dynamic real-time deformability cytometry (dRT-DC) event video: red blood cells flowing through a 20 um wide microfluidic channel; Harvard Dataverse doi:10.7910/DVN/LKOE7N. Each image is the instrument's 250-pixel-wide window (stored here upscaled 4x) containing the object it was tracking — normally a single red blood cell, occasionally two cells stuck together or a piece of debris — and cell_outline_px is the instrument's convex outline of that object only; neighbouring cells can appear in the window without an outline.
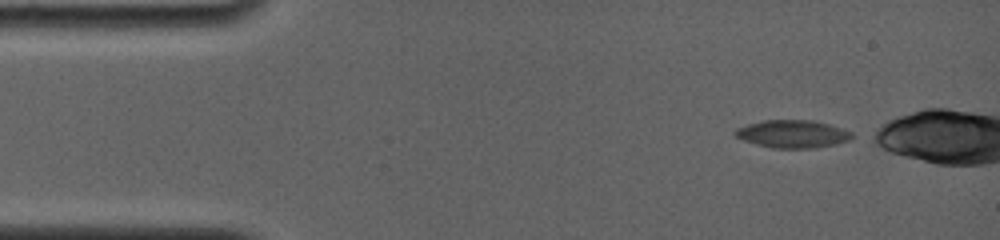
{"species": "common noctule bat (a hibernating species)", "species_latin": "Nyctalus noctula", "temperature_condition": "room temperature", "stored_images_in_passage": 42, "camera_frame_rate_fps": 4000, "um_per_image_px": 0.085, "animal": {"sex": "female", "body_mass_g": 19.0, "forearm_length_mm": 56.7}, "frame": {"image": 1, "passage_image": 1, "time_ms": 0.0, "image_size_px": [1000, 240], "cell_outline_px": [[852, 136], [848, 140], [836, 144], [816, 148], [772, 148], [744, 140], [736, 136], [732, 132], [736, 128], [748, 124], [764, 120], [812, 120], [844, 128], [852, 132]], "centroid_in_image_um": [67.38, 11.38], "position_along_channel_um": 17.6, "area_um2": 18.84}}
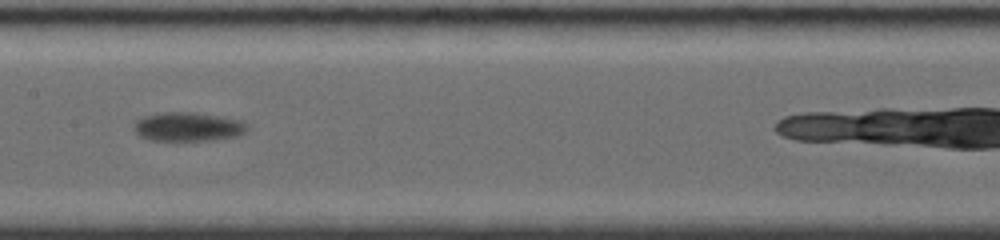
{"frame": {"image": 2, "passage_image": 20, "time_ms": 7.0, "image_size_px": [1000, 240], "cell_outline_px": [[248, 128], [244, 132], [236, 136], [212, 140], [148, 140], [140, 136], [132, 128], [144, 116], [168, 112], [184, 112], [216, 116], [240, 120], [248, 124]], "centroid_in_image_um": [15.98, 10.79], "position_along_channel_um": 191.4, "area_um2": 18.61}}
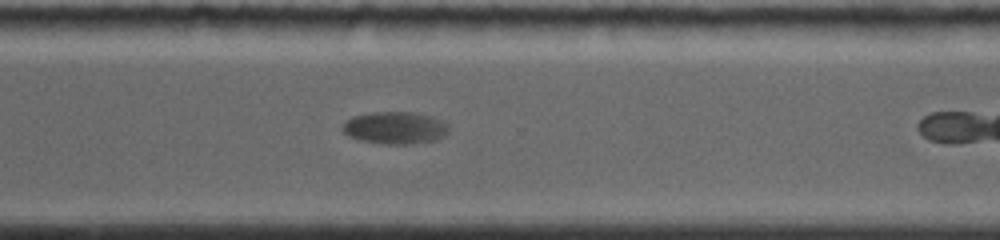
{"frame": {"image": 3, "passage_image": 33, "time_ms": 11.0, "image_size_px": [1000, 240], "cell_outline_px": [[448, 132], [432, 140], [408, 144], [384, 144], [360, 140], [348, 136], [344, 132], [344, 124], [352, 116], [376, 112], [408, 112], [428, 116], [440, 120], [448, 124]], "centroid_in_image_um": [33.55, 10.87], "position_along_channel_um": 337.1, "area_um2": 19.42}}